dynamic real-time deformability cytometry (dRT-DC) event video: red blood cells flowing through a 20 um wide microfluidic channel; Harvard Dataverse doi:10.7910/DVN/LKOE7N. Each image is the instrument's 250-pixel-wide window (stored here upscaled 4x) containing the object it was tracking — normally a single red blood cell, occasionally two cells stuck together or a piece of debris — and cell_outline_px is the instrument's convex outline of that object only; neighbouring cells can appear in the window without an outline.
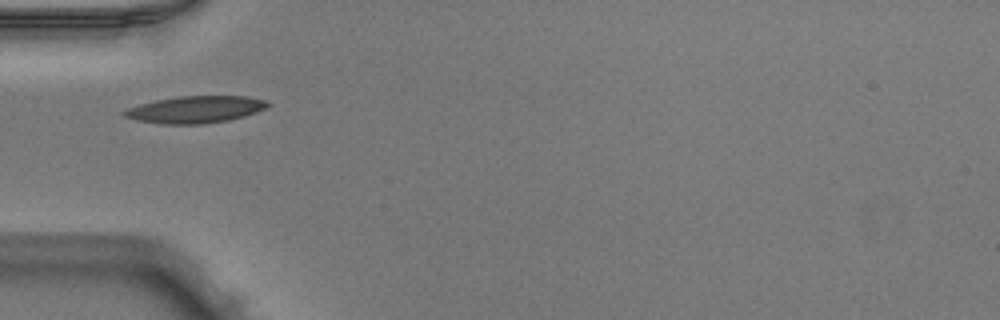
{"species": "Egyptian fruit bat (a non-hibernating species)", "species_latin": "Rousettus aegyptiacus", "temperature_condition": "warm", "stored_images_in_passage": 36, "camera_frame_rate_fps": 3000, "um_per_image_px": 0.085, "animal": {"sex": "male"}, "frame": {"image": 1, "passage_image": 1, "time_ms": 0.0, "image_size_px": [1000, 320], "cell_outline_px": [[272, 104], [256, 112], [244, 116], [228, 120], [204, 124], [160, 124], [136, 120], [124, 116], [120, 112], [128, 108], [140, 104], [156, 100], [180, 96], [248, 96], [268, 100]], "centroid_in_image_um": [16.62, 9.3], "position_along_channel_um": 68.4, "area_um2": 22.66}}
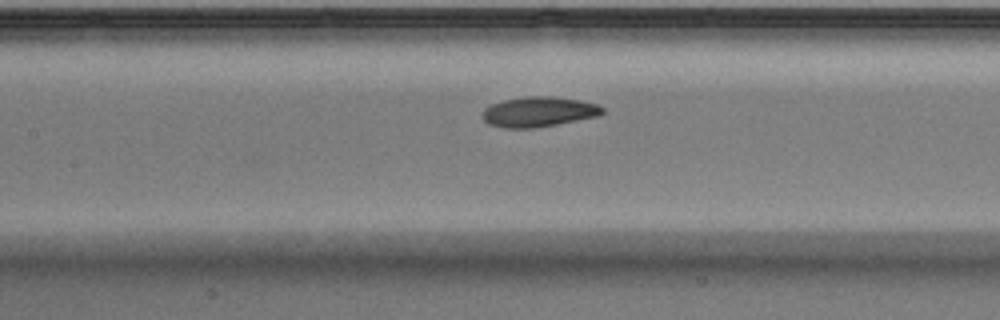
{"frame": {"image": 2, "passage_image": 8, "time_ms": 2.333, "image_size_px": [1000, 320], "cell_outline_px": [[604, 112], [600, 116], [556, 124], [532, 128], [504, 128], [488, 124], [480, 116], [484, 108], [492, 104], [504, 100], [532, 96], [552, 96], [580, 100], [596, 104], [604, 108]], "centroid_in_image_um": [45.78, 9.51], "position_along_channel_um": 161.6, "area_um2": 21.04}}
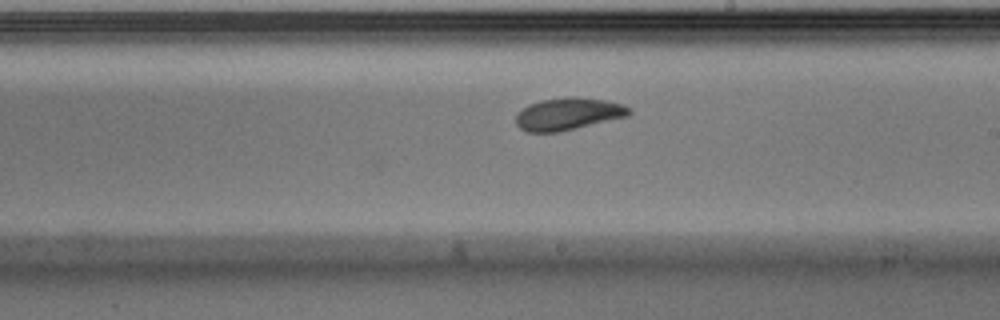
{"frame": {"image": 3, "passage_image": 14, "time_ms": 4.333, "image_size_px": [1000, 320], "cell_outline_px": [[632, 112], [628, 116], [556, 132], [528, 132], [520, 128], [516, 124], [516, 112], [528, 104], [540, 100], [568, 96], [576, 96], [604, 100], [624, 104], [632, 108]], "centroid_in_image_um": [48.28, 9.66], "position_along_channel_um": 240.7, "area_um2": 21.39}}